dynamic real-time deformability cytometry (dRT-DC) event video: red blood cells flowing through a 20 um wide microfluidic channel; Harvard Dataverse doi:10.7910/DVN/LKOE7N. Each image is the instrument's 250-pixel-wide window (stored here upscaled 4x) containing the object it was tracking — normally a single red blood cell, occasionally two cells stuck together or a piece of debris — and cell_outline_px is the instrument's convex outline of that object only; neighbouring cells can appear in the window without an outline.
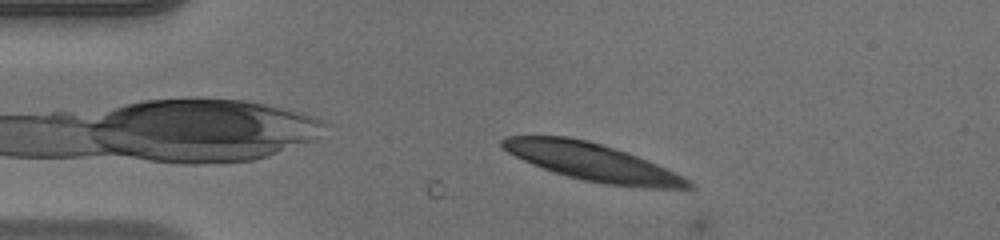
{"species": "human", "species_latin": "Homo sapiens", "temperature_condition": "warm", "stored_images_in_passage": 3, "camera_frame_rate_fps": 3000, "um_per_image_px": 0.085, "donor": {"sex": "male"}, "frame": {"image": 1, "passage_image": 1, "time_ms": 0.0, "image_size_px": [1000, 240], "cell_outline_px": [[696, 188], [644, 188], [604, 184], [584, 180], [568, 176], [532, 164], [508, 152], [500, 144], [500, 140], [504, 136], [568, 136], [588, 140], [636, 156], [656, 164], [688, 180]], "centroid_in_image_um": [50.31, 13.77], "position_along_channel_um": 34.7, "area_um2": 39.77}}